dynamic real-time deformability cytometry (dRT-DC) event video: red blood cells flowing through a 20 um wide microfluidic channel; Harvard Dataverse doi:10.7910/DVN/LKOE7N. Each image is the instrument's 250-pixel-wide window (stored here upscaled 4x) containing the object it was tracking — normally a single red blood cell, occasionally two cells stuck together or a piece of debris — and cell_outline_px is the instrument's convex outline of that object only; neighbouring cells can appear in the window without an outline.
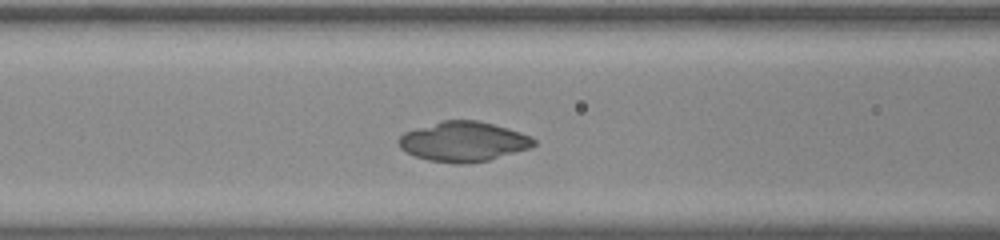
{"species": "common noctule bat (a hibernating species)", "species_latin": "Nyctalus noctula", "temperature_condition": "room temperature", "stored_images_in_passage": 29, "camera_frame_rate_fps": 3000, "um_per_image_px": 0.085, "animal": {"sex": "male", "body_mass_g": 20.0, "forearm_length_mm": 53.3}, "frame": {"image": 1, "passage_image": 5, "time_ms": 1.333, "image_size_px": [1000, 240], "cell_outline_px": [[536, 144], [532, 148], [488, 160], [464, 164], [456, 164], [428, 160], [416, 156], [400, 148], [396, 140], [404, 132], [416, 128], [444, 120], [476, 120], [508, 128], [532, 136], [536, 140]], "centroid_in_image_um": [39.41, 12.04], "position_along_channel_um": 127.2, "area_um2": 31.44}}
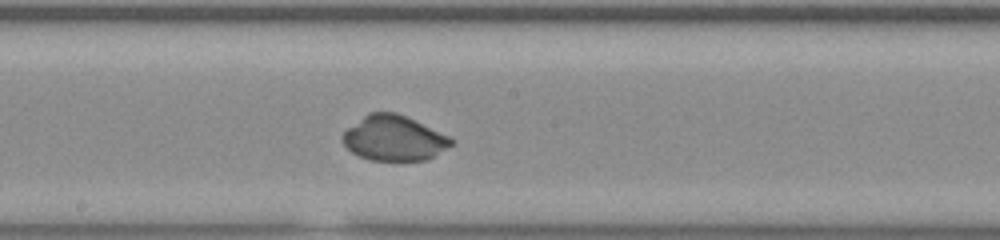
{"frame": {"image": 2, "passage_image": 12, "time_ms": 3.667, "image_size_px": [1000, 240], "cell_outline_px": [[456, 144], [424, 160], [368, 160], [352, 152], [344, 144], [340, 136], [348, 128], [368, 112], [396, 112], [448, 136], [456, 140]], "centroid_in_image_um": [33.48, 11.74], "position_along_channel_um": 214.7, "area_um2": 28.32}}
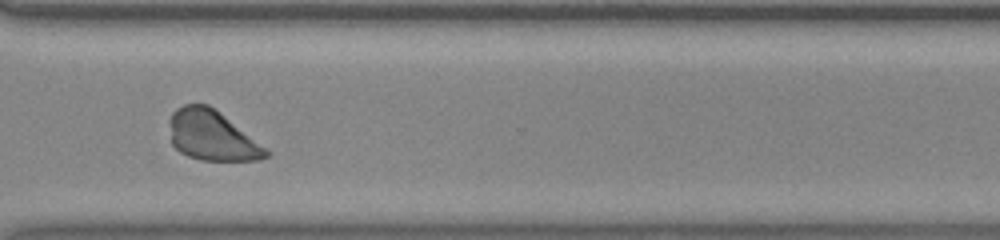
{"frame": {"image": 3, "passage_image": 23, "time_ms": 7.333, "image_size_px": [1000, 240], "cell_outline_px": [[272, 156], [260, 160], [200, 160], [188, 156], [180, 152], [172, 144], [168, 120], [172, 112], [176, 108], [184, 104], [208, 104], [220, 112], [272, 152]], "centroid_in_image_um": [18.02, 11.53], "position_along_channel_um": 352.6, "area_um2": 28.38}, "authors_computed_cell_mechanics": {"area_um2": 29.3624, "velocity_mm_per_s": 3.758, "shape_relaxation_time_tau1_ms": 5.0754, "shape_relaxation_time_tau2_ms": null, "deformation_change_tau1": 0.2768, "deformation_change_tau2": null}}